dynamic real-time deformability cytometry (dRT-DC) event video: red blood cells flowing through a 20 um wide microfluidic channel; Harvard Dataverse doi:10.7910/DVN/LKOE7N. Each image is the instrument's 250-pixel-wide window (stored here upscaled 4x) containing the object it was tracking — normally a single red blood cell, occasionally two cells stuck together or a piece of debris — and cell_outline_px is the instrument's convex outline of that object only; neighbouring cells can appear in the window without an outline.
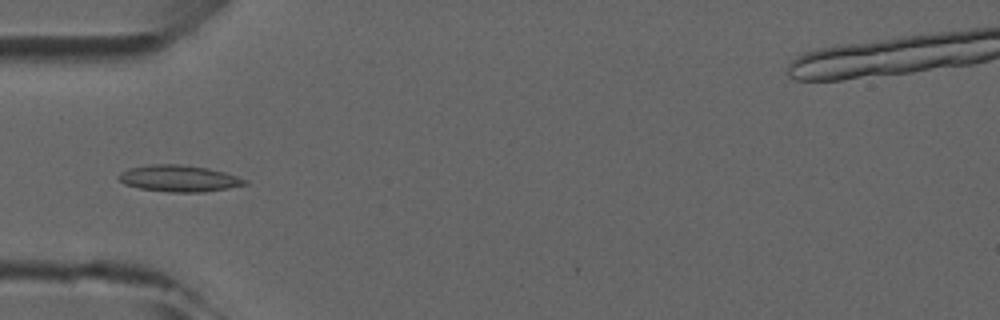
{"species": "common noctule bat (a hibernating species)", "species_latin": "Nyctalus noctula", "temperature_condition": "room temperature", "stored_images_in_passage": 5, "camera_frame_rate_fps": 3000, "um_per_image_px": 0.085, "animal": {"sex": "male", "forearm_length_mm": 52.5}, "frame": {"image": 1, "passage_image": 4, "time_ms": 3.333, "image_size_px": [1000, 320], "cell_outline_px": [[248, 184], [228, 188], [204, 192], [168, 192], [140, 188], [124, 184], [116, 176], [120, 172], [128, 168], [148, 164], [176, 164], [208, 168], [224, 172], [248, 180]], "centroid_in_image_um": [15.19, 15.16], "position_along_channel_um": 69.8, "area_um2": 19.54}}